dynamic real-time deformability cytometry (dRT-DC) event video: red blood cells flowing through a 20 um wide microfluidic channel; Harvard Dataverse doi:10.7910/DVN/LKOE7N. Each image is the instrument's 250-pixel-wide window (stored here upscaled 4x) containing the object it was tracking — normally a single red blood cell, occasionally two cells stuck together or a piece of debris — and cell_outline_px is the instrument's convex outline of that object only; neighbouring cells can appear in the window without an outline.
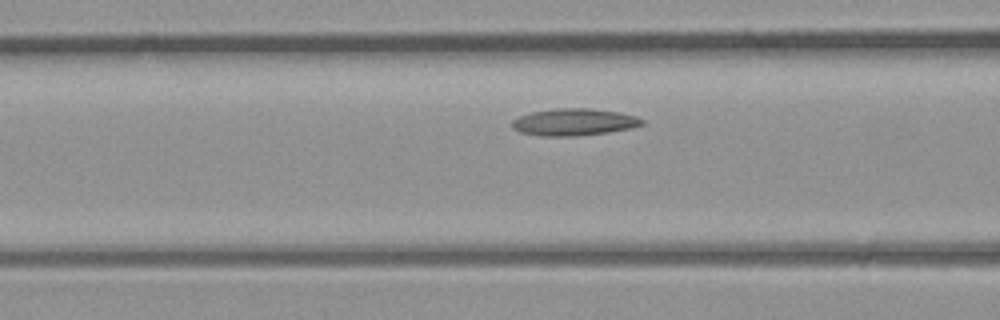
{"species": "common noctule bat (a hibernating species)", "species_latin": "Nyctalus noctula", "temperature_condition": "room temperature", "stored_images_in_passage": 12, "camera_frame_rate_fps": 3000, "um_per_image_px": 0.085, "animal": {"sex": "male", "body_mass_g": 23.1, "forearm_length_mm": 52.7}, "frame": {"image": 1, "passage_image": 10, "time_ms": 3.0, "image_size_px": [1000, 320], "cell_outline_px": [[644, 124], [632, 128], [608, 132], [580, 136], [540, 136], [520, 132], [512, 128], [512, 120], [520, 116], [532, 112], [556, 108], [588, 108], [620, 112], [636, 116], [644, 120]], "centroid_in_image_um": [48.81, 10.38], "position_along_channel_um": 117.8, "area_um2": 20.58}}